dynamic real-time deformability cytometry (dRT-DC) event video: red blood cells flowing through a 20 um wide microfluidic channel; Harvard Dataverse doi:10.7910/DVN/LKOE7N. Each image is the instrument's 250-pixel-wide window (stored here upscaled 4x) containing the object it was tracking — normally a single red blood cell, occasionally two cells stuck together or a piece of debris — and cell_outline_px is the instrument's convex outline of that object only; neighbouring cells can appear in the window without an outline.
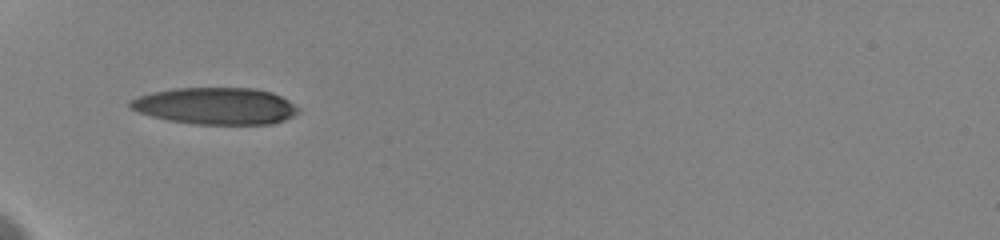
{"species": "human", "species_latin": "Homo sapiens", "temperature_condition": "cold", "stored_images_in_passage": 13, "camera_frame_rate_fps": 3000, "um_per_image_px": 0.085, "donor": {"sex": "female"}, "frame": {"image": 1, "passage_image": 1, "time_ms": 0.0, "image_size_px": [1000, 240], "cell_outline_px": [[300, 108], [292, 116], [284, 120], [272, 124], [192, 124], [168, 120], [152, 116], [140, 112], [132, 108], [128, 104], [128, 100], [152, 92], [172, 88], [256, 88], [272, 92], [288, 100]], "centroid_in_image_um": [18.33, 9.0], "position_along_channel_um": 66.7, "area_um2": 36.07}}